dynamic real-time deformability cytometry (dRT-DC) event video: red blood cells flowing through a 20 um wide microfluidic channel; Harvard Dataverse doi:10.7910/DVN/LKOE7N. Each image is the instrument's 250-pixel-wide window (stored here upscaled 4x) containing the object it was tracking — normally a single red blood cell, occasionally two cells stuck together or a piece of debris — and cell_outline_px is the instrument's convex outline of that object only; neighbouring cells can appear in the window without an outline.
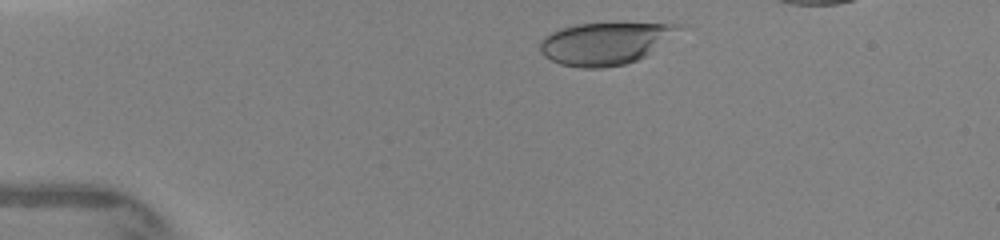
{"species": "human", "species_latin": "Homo sapiens", "temperature_condition": "warm", "stored_images_in_passage": 8, "camera_frame_rate_fps": 3000, "um_per_image_px": 0.085, "donor": {"sex": "female"}, "frame": {"image": 1, "passage_image": 3, "time_ms": 1.0, "image_size_px": [1000, 240], "cell_outline_px": [[692, 28], [644, 56], [636, 60], [624, 64], [604, 68], [580, 68], [560, 64], [544, 56], [540, 52], [540, 40], [544, 36], [560, 28], [576, 24], [616, 20], [680, 24]], "centroid_in_image_um": [51.6, 3.61], "position_along_channel_um": 33.4, "area_um2": 36.07}}
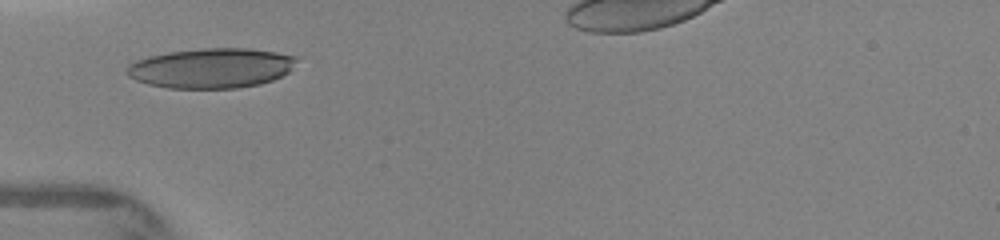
{"frame": {"image": 2, "passage_image": 7, "time_ms": 3.0, "image_size_px": [1000, 240], "cell_outline_px": [[300, 56], [288, 72], [272, 80], [260, 84], [236, 88], [168, 88], [148, 84], [136, 80], [128, 76], [128, 64], [136, 60], [148, 56], [168, 52], [204, 48], [248, 48], [276, 52]], "centroid_in_image_um": [17.97, 5.78], "position_along_channel_um": 67.0, "area_um2": 39.48}}